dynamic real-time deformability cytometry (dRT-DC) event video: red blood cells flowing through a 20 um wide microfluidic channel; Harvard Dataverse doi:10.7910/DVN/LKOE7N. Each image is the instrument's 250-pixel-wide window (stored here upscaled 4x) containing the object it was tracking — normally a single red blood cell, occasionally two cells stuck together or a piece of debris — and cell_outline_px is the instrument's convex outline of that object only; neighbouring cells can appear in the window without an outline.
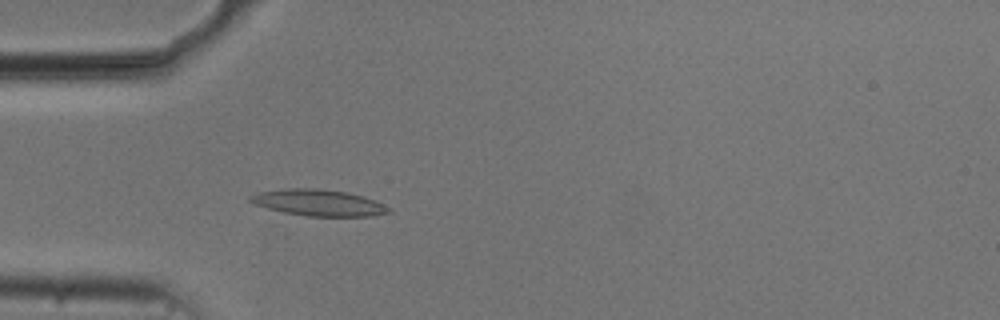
{"species": "common noctule bat (a hibernating species)", "species_latin": "Nyctalus noctula", "temperature_condition": "cold", "stored_images_in_passage": 43, "camera_frame_rate_fps": 3000, "um_per_image_px": 0.085, "animal": {"sex": "male", "body_mass_g": 20.5, "forearm_length_mm": 52.5}, "frame": {"image": 1, "passage_image": 7, "time_ms": 2.0, "image_size_px": [1000, 320], "cell_outline_px": [[392, 212], [372, 216], [308, 216], [284, 212], [268, 208], [256, 204], [248, 200], [248, 196], [260, 192], [288, 188], [316, 188], [348, 192], [364, 196], [376, 200], [392, 208]], "centroid_in_image_um": [27.14, 17.22], "position_along_channel_um": 57.9, "area_um2": 21.33}}
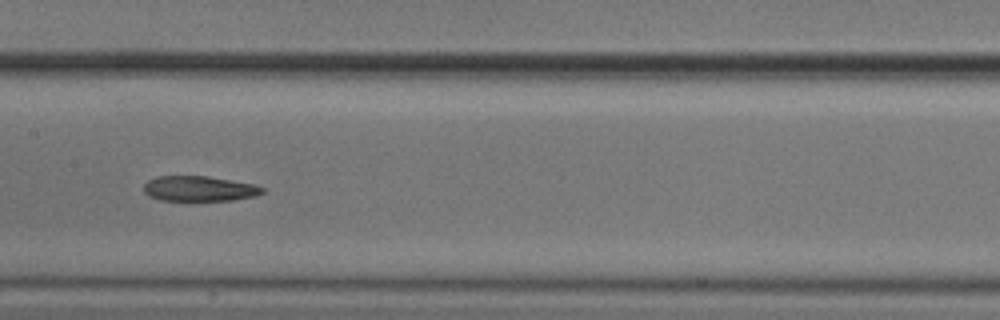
{"frame": {"image": 2, "passage_image": 18, "time_ms": 5.667, "image_size_px": [1000, 320], "cell_outline_px": [[264, 192], [256, 196], [232, 200], [160, 200], [148, 196], [144, 192], [144, 184], [148, 180], [156, 176], [208, 176], [256, 184], [264, 188]], "centroid_in_image_um": [16.94, 16.03], "position_along_channel_um": 190.5, "area_um2": 17.51}}
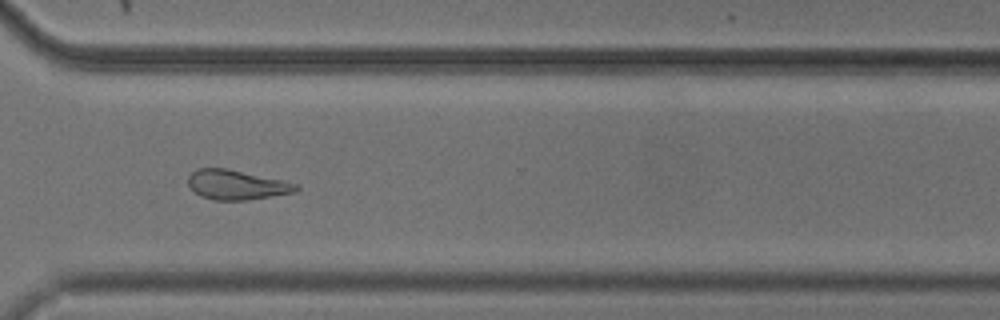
{"frame": {"image": 3, "passage_image": 31, "time_ms": 10.0, "image_size_px": [1000, 320], "cell_outline_px": [[300, 188], [296, 192], [248, 200], [212, 200], [200, 196], [188, 184], [188, 176], [196, 168], [228, 168], [284, 180], [300, 184]], "centroid_in_image_um": [20.15, 15.7], "position_along_channel_um": 350.5, "area_um2": 18.9}, "authors_computed_cell_mechanics": {"area_um2": 18.6116, "velocity_mm_per_s": 3.7026, "shape_relaxation_time_tau1_ms": null, "shape_relaxation_time_tau2_ms": 7.1686, "deformation_change_tau1": null, "deformation_change_tau2": 0.1858}}